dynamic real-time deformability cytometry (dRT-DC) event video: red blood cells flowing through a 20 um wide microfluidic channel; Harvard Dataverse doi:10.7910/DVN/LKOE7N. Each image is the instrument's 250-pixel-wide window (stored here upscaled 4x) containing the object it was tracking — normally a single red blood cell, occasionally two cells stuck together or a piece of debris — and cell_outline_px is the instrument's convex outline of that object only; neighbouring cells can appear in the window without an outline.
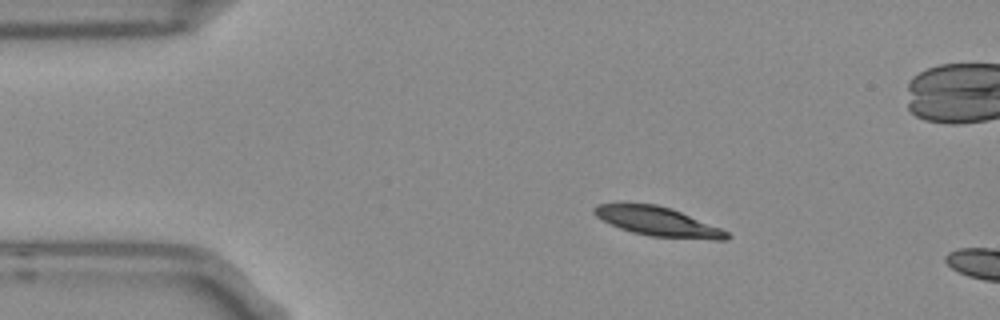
{"species": "Egyptian fruit bat (a non-hibernating species)", "species_latin": "Rousettus aegyptiacus", "temperature_condition": "room temperature", "stored_images_in_passage": 3, "camera_frame_rate_fps": 3000, "um_per_image_px": 0.085, "frame": {"image": 1, "passage_image": 2, "time_ms": 0.333, "image_size_px": [1000, 320], "cell_outline_px": [[732, 236], [728, 240], [712, 240], [648, 236], [632, 232], [620, 228], [596, 216], [592, 212], [592, 208], [596, 204], [656, 204], [672, 208], [720, 228], [728, 232]], "centroid_in_image_um": [55.96, 18.85], "position_along_channel_um": 29.0, "area_um2": 22.48}}